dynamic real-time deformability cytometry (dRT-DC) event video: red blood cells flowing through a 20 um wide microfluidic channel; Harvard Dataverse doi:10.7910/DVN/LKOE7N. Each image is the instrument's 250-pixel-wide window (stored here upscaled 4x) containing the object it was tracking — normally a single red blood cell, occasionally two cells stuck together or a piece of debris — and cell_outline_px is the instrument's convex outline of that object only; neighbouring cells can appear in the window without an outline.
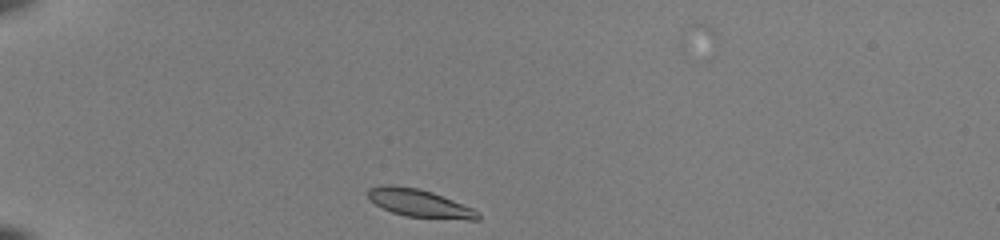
{"species": "common noctule bat (a hibernating species)", "species_latin": "Nyctalus noctula", "temperature_condition": "room temperature", "stored_images_in_passage": 38, "camera_frame_rate_fps": 3000, "um_per_image_px": 0.085, "animal": {"sex": "female", "body_mass_g": 22.0, "forearm_length_mm": 56.7}, "frame": {"image": 1, "passage_image": 1, "time_ms": 0.0, "image_size_px": [1000, 240], "cell_outline_px": [[480, 220], [468, 220], [404, 216], [392, 212], [368, 200], [368, 188], [380, 184], [388, 184], [416, 188], [432, 192], [472, 208], [480, 212]], "centroid_in_image_um": [35.64, 17.27], "position_along_channel_um": 49.4, "area_um2": 17.86}}
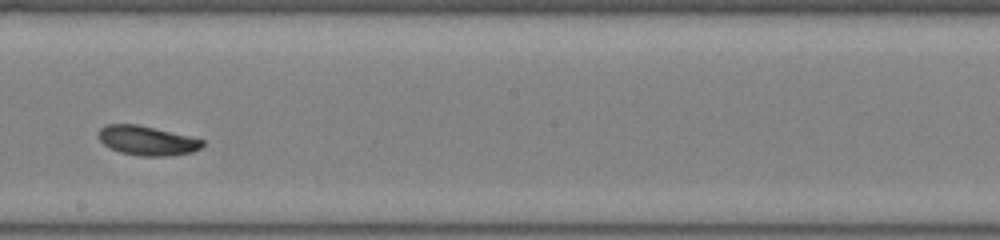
{"frame": {"image": 2, "passage_image": 18, "time_ms": 5.667, "image_size_px": [1000, 240], "cell_outline_px": [[204, 144], [200, 148], [192, 152], [168, 156], [140, 156], [120, 152], [108, 148], [96, 136], [100, 128], [108, 124], [136, 124], [188, 136], [204, 140]], "centroid_in_image_um": [12.45, 11.96], "position_along_channel_um": 235.7, "area_um2": 17.74}}
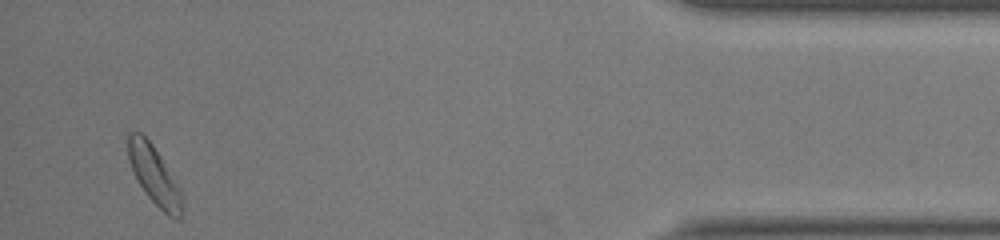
{"frame": {"image": 3, "passage_image": 36, "time_ms": 11.667, "image_size_px": [1000, 240], "cell_outline_px": [[184, 208], [180, 220], [176, 220], [168, 216], [148, 196], [140, 184], [128, 160], [128, 132], [140, 132], [152, 144], [160, 156], [180, 188], [184, 196]], "centroid_in_image_um": [13.16, 14.95], "position_along_channel_um": 422.0, "area_um2": 18.32}, "authors_computed_cell_mechanics": {"area_um2": 18.0336, "velocity_mm_per_s": 3.9702, "shape_relaxation_time_tau1_ms": 1.9196, "shape_relaxation_time_tau2_ms": null, "deformation_change_tau1": 0.108, "deformation_change_tau2": null}}